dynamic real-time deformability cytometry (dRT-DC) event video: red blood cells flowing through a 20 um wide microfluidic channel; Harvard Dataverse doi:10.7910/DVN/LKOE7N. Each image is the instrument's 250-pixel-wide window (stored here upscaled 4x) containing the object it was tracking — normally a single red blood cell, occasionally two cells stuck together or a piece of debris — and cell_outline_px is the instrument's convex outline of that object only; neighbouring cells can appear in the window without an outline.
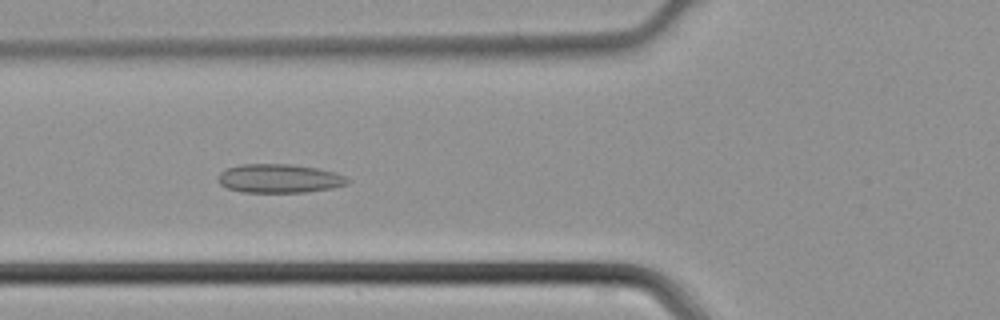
{"species": "common noctule bat (a hibernating species)", "species_latin": "Nyctalus noctula", "temperature_condition": "cold", "stored_images_in_passage": 44, "camera_frame_rate_fps": 3000, "um_per_image_px": 0.085, "animal": {"sex": "male", "body_mass_g": 21.5, "forearm_length_mm": 52.0}, "frame": {"image": 1, "passage_image": 16, "time_ms": 5.0, "image_size_px": [1000, 320], "cell_outline_px": [[348, 184], [332, 188], [304, 192], [244, 192], [228, 188], [220, 184], [220, 172], [228, 168], [240, 164], [292, 164], [316, 168], [336, 172], [344, 176], [348, 180]], "centroid_in_image_um": [23.76, 15.16], "position_along_channel_um": 102.0, "area_um2": 21.5}}
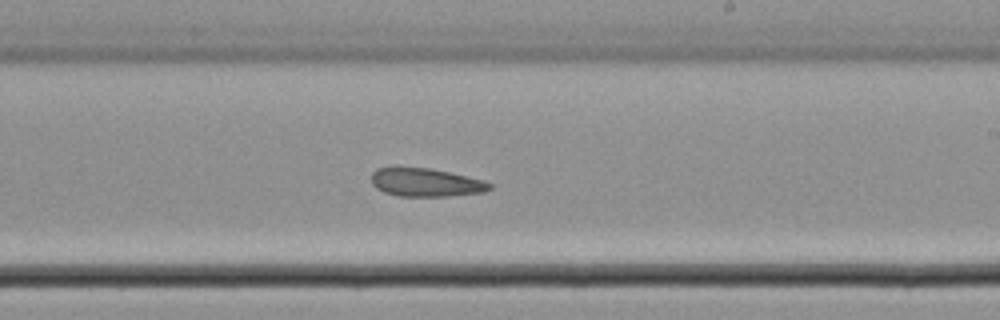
{"frame": {"image": 2, "passage_image": 26, "time_ms": 8.333, "image_size_px": [1000, 320], "cell_outline_px": [[492, 188], [484, 192], [448, 196], [396, 196], [384, 192], [376, 188], [372, 184], [372, 172], [376, 168], [428, 168], [448, 172], [484, 180], [492, 184]], "centroid_in_image_um": [36.2, 15.52], "position_along_channel_um": 252.8, "area_um2": 19.36}}
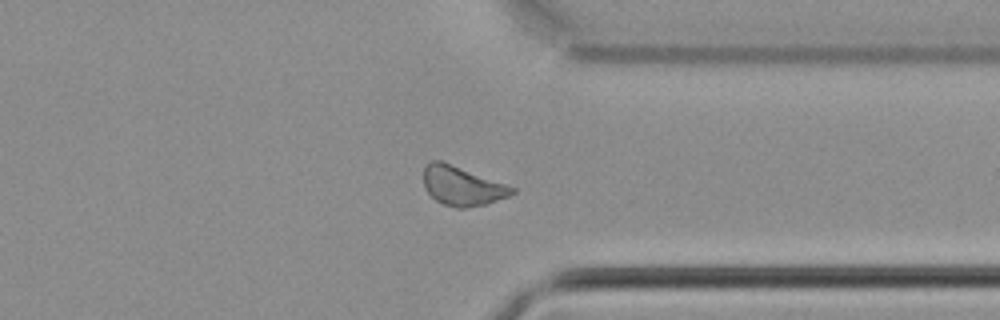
{"frame": {"image": 3, "passage_image": 34, "time_ms": 11.0, "image_size_px": [1000, 320], "cell_outline_px": [[516, 192], [508, 196], [484, 204], [468, 208], [456, 208], [444, 204], [436, 200], [424, 188], [424, 164], [432, 160], [440, 160], [516, 188]], "centroid_in_image_um": [39.25, 15.8], "position_along_channel_um": 372.2, "area_um2": 19.94}}